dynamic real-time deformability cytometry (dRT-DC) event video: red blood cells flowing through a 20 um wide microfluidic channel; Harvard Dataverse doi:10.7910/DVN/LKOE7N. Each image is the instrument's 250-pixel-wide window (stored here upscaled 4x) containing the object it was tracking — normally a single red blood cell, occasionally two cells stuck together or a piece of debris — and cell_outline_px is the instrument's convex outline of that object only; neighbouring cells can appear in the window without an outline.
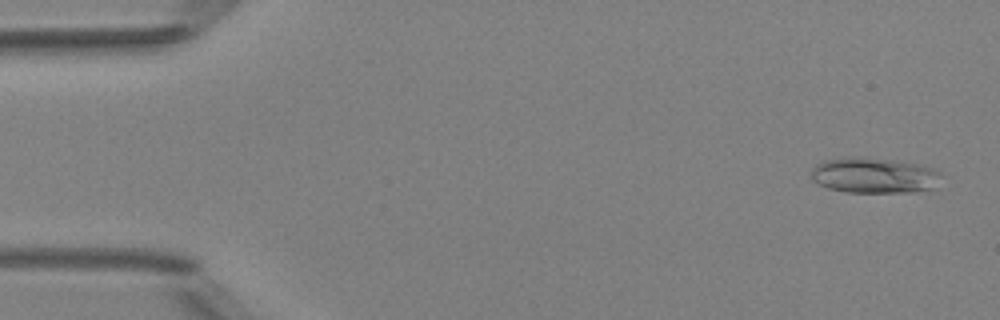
{"species": "Egyptian fruit bat (a non-hibernating species)", "species_latin": "Rousettus aegyptiacus", "temperature_condition": "room temperature", "stored_images_in_passage": 4, "camera_frame_rate_fps": 3000, "um_per_image_px": 0.085, "animal": {"sex": "female"}, "frame": {"image": 1, "passage_image": 1, "time_ms": 0.0, "image_size_px": [1000, 320], "cell_outline_px": [[940, 172], [932, 188], [916, 192], [844, 192], [828, 188], [812, 180], [812, 168], [816, 164], [824, 160], [852, 156], [864, 156], [896, 160], [924, 164]], "centroid_in_image_um": [74.26, 14.88], "position_along_channel_um": 10.7, "area_um2": 27.11}}
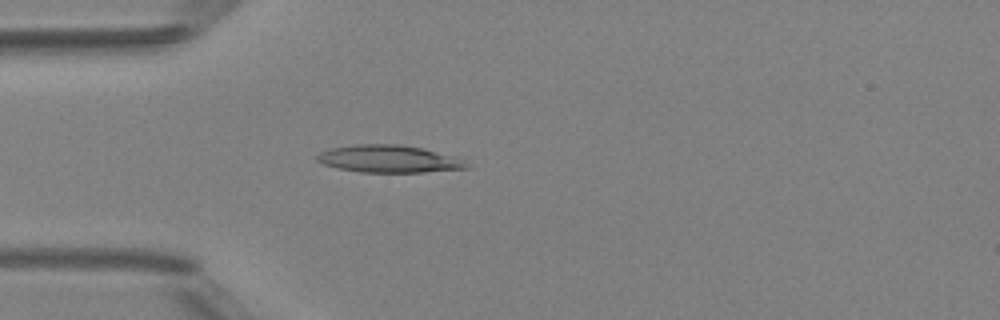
{"frame": {"image": 2, "passage_image": 4, "time_ms": 4.0, "image_size_px": [1000, 320], "cell_outline_px": [[472, 168], [424, 172], [360, 172], [336, 168], [324, 164], [316, 160], [316, 156], [320, 152], [332, 148], [356, 144], [400, 144], [424, 148], [456, 156], [464, 160]], "centroid_in_image_um": [33.1, 13.5], "position_along_channel_um": 51.9, "area_um2": 24.1}}